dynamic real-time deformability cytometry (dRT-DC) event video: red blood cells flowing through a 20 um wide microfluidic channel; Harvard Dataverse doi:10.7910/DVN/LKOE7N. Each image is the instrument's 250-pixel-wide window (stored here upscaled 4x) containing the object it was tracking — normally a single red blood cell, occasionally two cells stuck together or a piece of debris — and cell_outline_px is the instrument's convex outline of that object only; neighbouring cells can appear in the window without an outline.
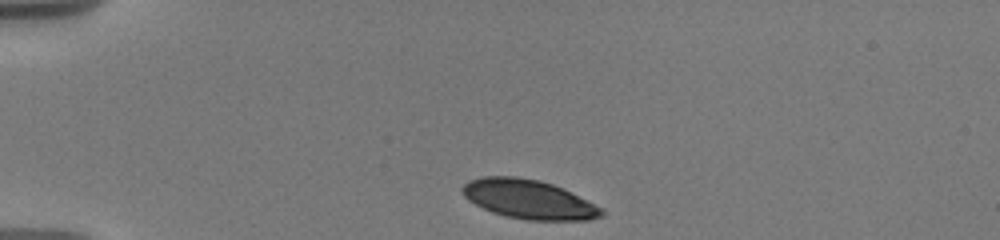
{"species": "human", "species_latin": "Homo sapiens", "temperature_condition": "warm", "stored_images_in_passage": 9, "camera_frame_rate_fps": 3000, "um_per_image_px": 0.085, "donor": {"sex": "male"}, "frame": {"image": 1, "passage_image": 1, "time_ms": 0.0, "image_size_px": [1000, 240], "cell_outline_px": [[604, 216], [588, 220], [528, 220], [508, 216], [492, 212], [468, 200], [464, 196], [460, 188], [468, 180], [484, 176], [516, 176], [540, 180], [552, 184], [588, 200], [604, 208]], "centroid_in_image_um": [44.95, 16.93], "position_along_channel_um": 40.0, "area_um2": 31.73}}
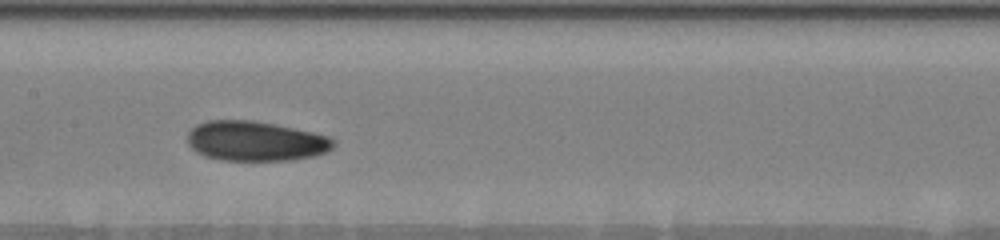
{"frame": {"image": 2, "passage_image": 7, "time_ms": 5.333, "image_size_px": [1000, 240], "cell_outline_px": [[336, 144], [328, 152], [316, 156], [292, 160], [220, 160], [204, 156], [196, 152], [188, 144], [188, 132], [196, 124], [208, 120], [252, 120], [276, 124], [312, 132], [328, 136], [336, 140]], "centroid_in_image_um": [21.74, 11.99], "position_along_channel_um": 185.7, "area_um2": 34.22}}
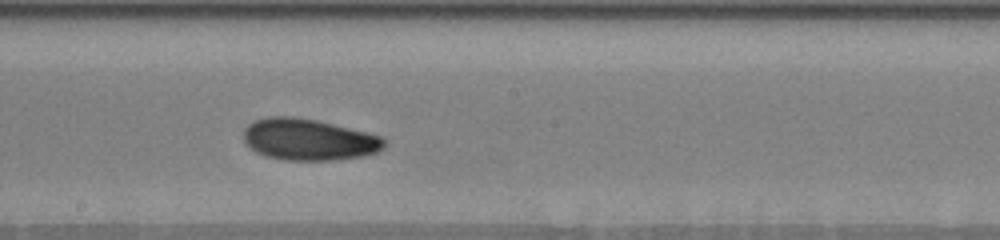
{"frame": {"image": 3, "passage_image": 8, "time_ms": 6.333, "image_size_px": [1000, 240], "cell_outline_px": [[388, 144], [380, 152], [364, 156], [336, 160], [284, 160], [268, 156], [256, 152], [244, 140], [244, 128], [248, 124], [256, 120], [268, 116], [292, 116], [316, 120], [384, 136], [388, 140]], "centroid_in_image_um": [26.32, 11.86], "position_along_channel_um": 221.9, "area_um2": 34.33}}